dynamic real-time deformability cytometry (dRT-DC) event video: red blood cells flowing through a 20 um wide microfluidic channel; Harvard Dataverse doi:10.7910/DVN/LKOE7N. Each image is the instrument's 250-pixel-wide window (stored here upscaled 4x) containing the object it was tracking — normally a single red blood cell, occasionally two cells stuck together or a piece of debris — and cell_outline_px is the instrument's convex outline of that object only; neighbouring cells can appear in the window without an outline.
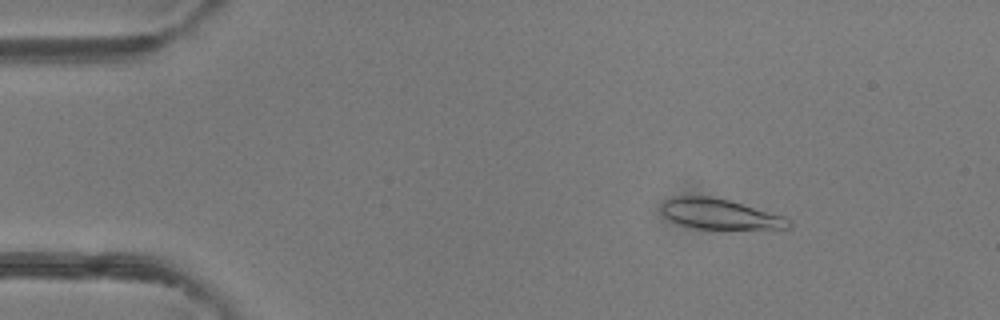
{"species": "common noctule bat (a hibernating species)", "species_latin": "Nyctalus noctula", "temperature_condition": "room temperature", "stored_images_in_passage": 4, "camera_frame_rate_fps": 3000, "um_per_image_px": 0.085, "animal": {"sex": "female"}, "frame": {"image": 1, "passage_image": 2, "time_ms": 0.333, "image_size_px": [1000, 320], "cell_outline_px": [[792, 224], [788, 228], [696, 228], [680, 224], [664, 216], [660, 208], [660, 204], [664, 200], [672, 196], [708, 196], [728, 200], [784, 216], [792, 220]], "centroid_in_image_um": [61.14, 18.17], "position_along_channel_um": 23.9, "area_um2": 22.14}}